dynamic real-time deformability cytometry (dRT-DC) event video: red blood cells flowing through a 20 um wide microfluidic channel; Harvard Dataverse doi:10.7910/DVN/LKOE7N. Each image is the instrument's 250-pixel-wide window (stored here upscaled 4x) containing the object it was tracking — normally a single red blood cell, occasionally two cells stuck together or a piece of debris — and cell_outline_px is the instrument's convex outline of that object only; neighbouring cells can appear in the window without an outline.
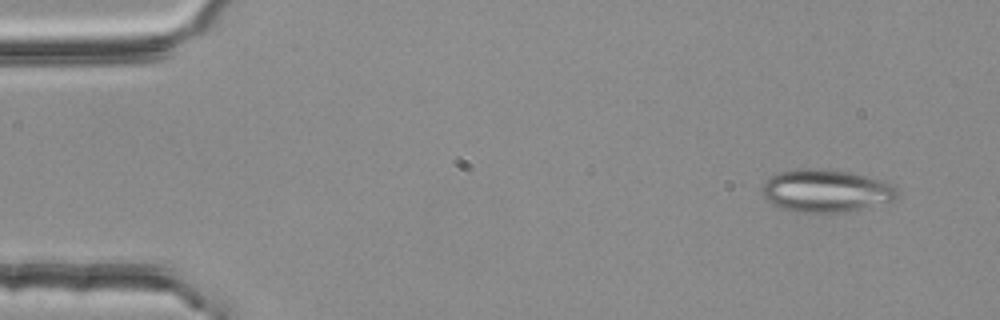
{"species": "common noctule bat (a hibernating species)", "species_latin": "Nyctalus noctula", "temperature_condition": "room temperature", "stored_images_in_passage": 3, "camera_frame_rate_fps": 3000, "um_per_image_px": 0.085, "animal": {"sex": "female", "body_mass_g": 25.1}, "frame": {"image": 1, "passage_image": 1, "time_ms": 0.0, "image_size_px": [1000, 320], "cell_outline_px": [[900, 192], [892, 200], [840, 212], [804, 212], [780, 208], [768, 200], [760, 192], [760, 188], [764, 180], [776, 172], [800, 168], [816, 168], [848, 172], [884, 180], [892, 184]], "centroid_in_image_um": [70.13, 16.18], "position_along_channel_um": 14.9, "area_um2": 33.35}}